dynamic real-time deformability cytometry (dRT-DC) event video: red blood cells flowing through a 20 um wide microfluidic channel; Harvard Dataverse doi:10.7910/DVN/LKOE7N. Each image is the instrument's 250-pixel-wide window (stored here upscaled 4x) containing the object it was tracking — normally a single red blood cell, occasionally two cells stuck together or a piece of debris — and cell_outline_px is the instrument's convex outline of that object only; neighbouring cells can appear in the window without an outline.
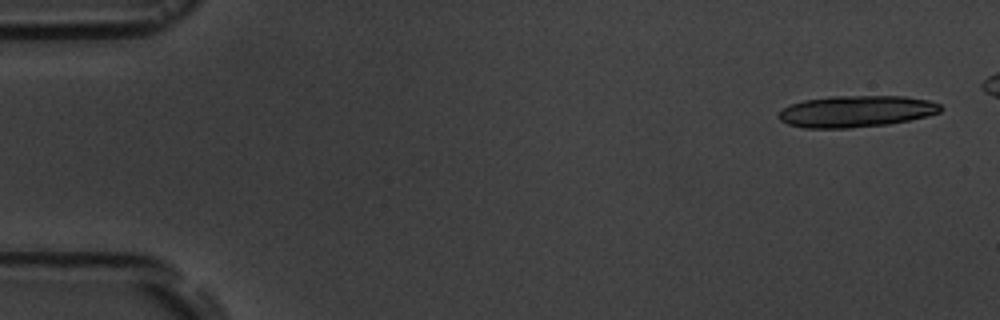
{"species": "common noctule bat (a hibernating species)", "species_latin": "Nyctalus noctula", "temperature_condition": "room temperature", "stored_images_in_passage": 8, "segment_of_instrument_passage": [1, 2], "camera_frame_rate_fps": 3000, "um_per_image_px": 0.085, "animal": {"sex": "male", "body_mass_g": 19.5, "forearm_length_mm": 54.6}, "frame": {"image": 1, "passage_image": 1, "time_ms": 0.0, "image_size_px": [1000, 320], "cell_outline_px": [[944, 108], [940, 112], [928, 116], [888, 124], [848, 128], [804, 128], [788, 124], [780, 120], [776, 116], [784, 108], [792, 104], [804, 100], [832, 96], [904, 96], [928, 100], [940, 104]], "centroid_in_image_um": [72.79, 9.46], "position_along_channel_um": 12.2, "area_um2": 29.77}}